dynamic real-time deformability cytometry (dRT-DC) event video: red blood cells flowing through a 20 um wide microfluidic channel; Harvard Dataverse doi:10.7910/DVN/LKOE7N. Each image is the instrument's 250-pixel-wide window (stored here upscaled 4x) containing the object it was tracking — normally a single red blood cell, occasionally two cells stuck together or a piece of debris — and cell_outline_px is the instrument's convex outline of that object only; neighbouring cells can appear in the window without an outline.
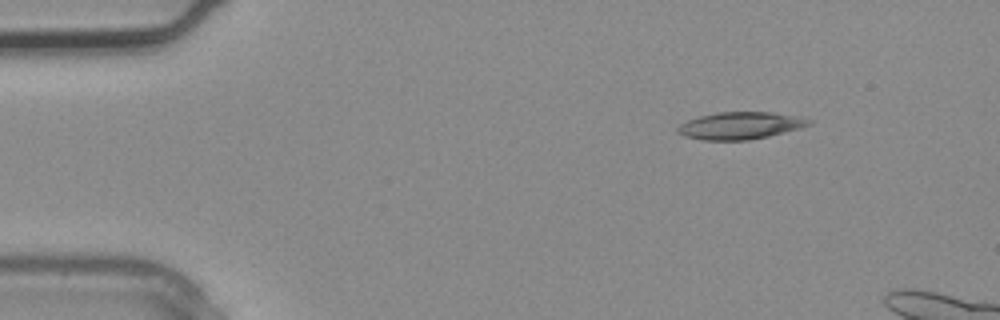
{"species": "common noctule bat (a hibernating species)", "species_latin": "Nyctalus noctula", "temperature_condition": "warm", "stored_images_in_passage": 2, "camera_frame_rate_fps": 3000, "um_per_image_px": 0.085, "animal": {"sex": "male", "body_mass_g": 20.4}, "frame": {"image": 1, "passage_image": 2, "time_ms": 0.333, "image_size_px": [1000, 320], "cell_outline_px": [[812, 124], [804, 128], [768, 136], [748, 140], [700, 140], [684, 136], [676, 132], [676, 128], [680, 124], [688, 120], [700, 116], [716, 112], [772, 112], [812, 120]], "centroid_in_image_um": [62.91, 10.68], "position_along_channel_um": 22.1, "area_um2": 20.87}}